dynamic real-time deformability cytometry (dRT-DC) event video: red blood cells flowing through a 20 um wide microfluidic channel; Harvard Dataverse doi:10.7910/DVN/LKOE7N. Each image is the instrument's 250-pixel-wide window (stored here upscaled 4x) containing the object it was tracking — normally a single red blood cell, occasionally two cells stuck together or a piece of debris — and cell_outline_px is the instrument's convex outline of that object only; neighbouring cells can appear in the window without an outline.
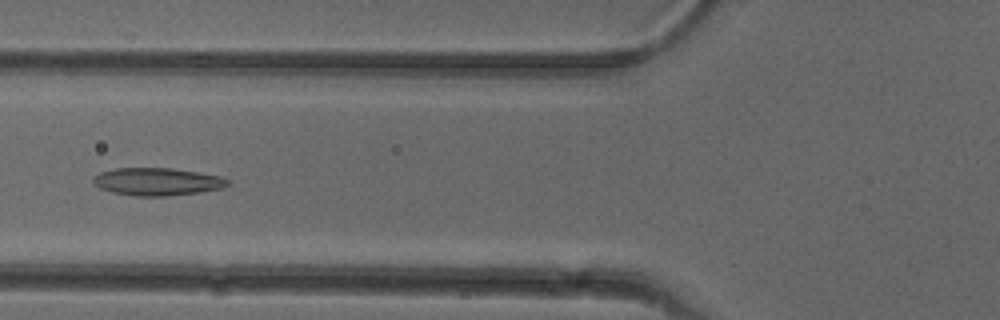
{"species": "common noctule bat (a hibernating species)", "species_latin": "Nyctalus noctula", "temperature_condition": "cold", "stored_images_in_passage": 51, "camera_frame_rate_fps": 3000, "um_per_image_px": 0.085, "animal": {"sex": "female"}, "frame": {"image": 1, "passage_image": 19, "time_ms": 6.0, "image_size_px": [1000, 320], "cell_outline_px": [[232, 184], [224, 188], [196, 192], [164, 196], [136, 196], [112, 192], [100, 188], [92, 180], [100, 172], [116, 168], [172, 168], [220, 176], [232, 180]], "centroid_in_image_um": [13.42, 15.44], "position_along_channel_um": 112.4, "area_um2": 21.56}}
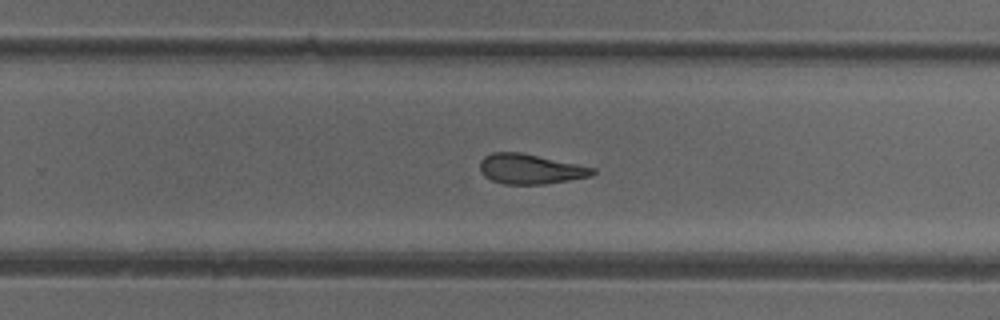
{"frame": {"image": 2, "passage_image": 32, "time_ms": 10.333, "image_size_px": [1000, 320], "cell_outline_px": [[596, 172], [592, 176], [544, 184], [504, 184], [492, 180], [484, 176], [480, 172], [480, 160], [484, 156], [492, 152], [520, 152], [596, 168]], "centroid_in_image_um": [45.06, 14.36], "position_along_channel_um": 284.7, "area_um2": 19.65}}
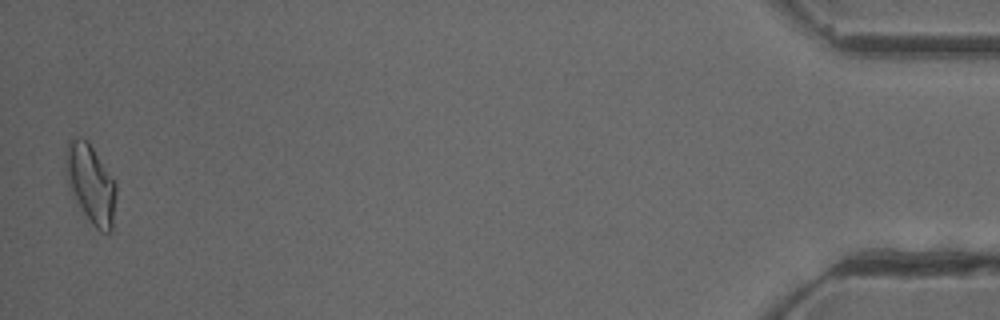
{"frame": {"image": 3, "passage_image": 50, "time_ms": 16.333, "image_size_px": [1000, 320], "cell_outline_px": [[116, 192], [112, 232], [100, 232], [92, 224], [84, 212], [72, 192], [68, 184], [64, 172], [64, 152], [68, 140], [76, 136], [80, 136], [88, 140], [116, 180]], "centroid_in_image_um": [7.71, 15.54], "position_along_channel_um": 427.5, "area_um2": 23.64}, "authors_computed_cell_mechanics": {"area_um2": 21.0392, "velocity_mm_per_s": 3.9722, "shape_relaxation_time_tau1_ms": null, "shape_relaxation_time_tau2_ms": 2.9555, "deformation_change_tau1": null, "deformation_change_tau2": 0.1136}}